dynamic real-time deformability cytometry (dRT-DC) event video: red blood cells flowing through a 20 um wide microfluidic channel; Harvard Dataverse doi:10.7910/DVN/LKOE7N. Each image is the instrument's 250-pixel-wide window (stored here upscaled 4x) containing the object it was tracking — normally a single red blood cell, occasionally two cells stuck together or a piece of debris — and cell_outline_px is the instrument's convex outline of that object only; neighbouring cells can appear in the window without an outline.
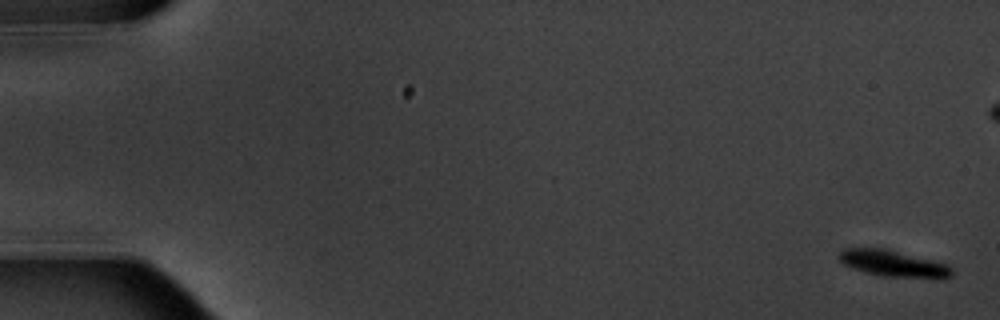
{"species": "common noctule bat (a hibernating species)", "species_latin": "Nyctalus noctula", "temperature_condition": "warm", "stored_images_in_passage": 7, "camera_frame_rate_fps": 3000, "um_per_image_px": 0.085, "animal": {"sex": "male", "body_mass_g": 20.1, "forearm_length_mm": 53.5}, "frame": {"image": 1, "passage_image": 1, "time_ms": 0.0, "image_size_px": [1000, 320], "cell_outline_px": [[952, 276], [944, 280], [936, 280], [880, 276], [852, 268], [844, 264], [840, 260], [840, 252], [844, 248], [884, 248], [944, 264], [952, 268]], "centroid_in_image_um": [75.98, 22.45], "position_along_channel_um": 9.0, "area_um2": 17.46}}